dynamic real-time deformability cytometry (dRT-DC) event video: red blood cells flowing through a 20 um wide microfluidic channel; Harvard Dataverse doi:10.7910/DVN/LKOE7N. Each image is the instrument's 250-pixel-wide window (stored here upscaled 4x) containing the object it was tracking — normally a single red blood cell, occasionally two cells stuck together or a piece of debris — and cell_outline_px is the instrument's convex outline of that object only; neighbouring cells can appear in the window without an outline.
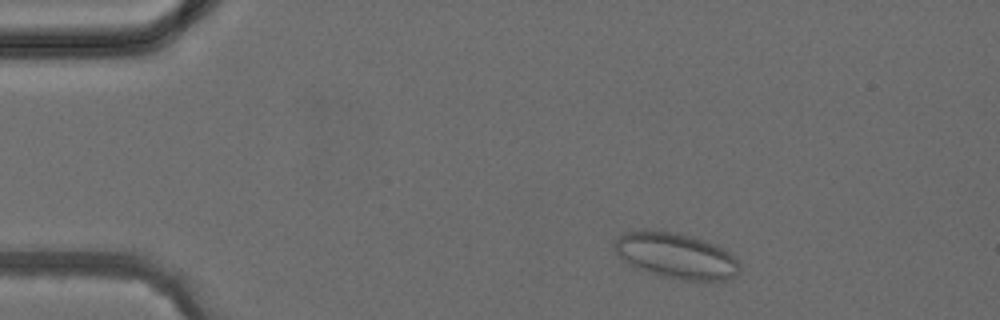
{"species": "common noctule bat (a hibernating species)", "species_latin": "Nyctalus noctula", "temperature_condition": "cold", "stored_images_in_passage": 3, "camera_frame_rate_fps": 3000, "um_per_image_px": 0.085, "animal": {"sex": "female", "body_mass_g": 24.6, "forearm_length_mm": 56.2}, "frame": {"image": 1, "passage_image": 1, "time_ms": 0.0, "image_size_px": [1000, 320], "cell_outline_px": [[740, 272], [736, 276], [724, 280], [704, 284], [664, 276], [648, 272], [624, 260], [616, 252], [612, 244], [620, 236], [628, 232], [640, 228], [652, 228], [676, 232], [692, 236], [716, 244], [724, 248], [740, 264]], "centroid_in_image_um": [57.52, 21.73], "position_along_channel_um": 27.5, "area_um2": 33.99}}